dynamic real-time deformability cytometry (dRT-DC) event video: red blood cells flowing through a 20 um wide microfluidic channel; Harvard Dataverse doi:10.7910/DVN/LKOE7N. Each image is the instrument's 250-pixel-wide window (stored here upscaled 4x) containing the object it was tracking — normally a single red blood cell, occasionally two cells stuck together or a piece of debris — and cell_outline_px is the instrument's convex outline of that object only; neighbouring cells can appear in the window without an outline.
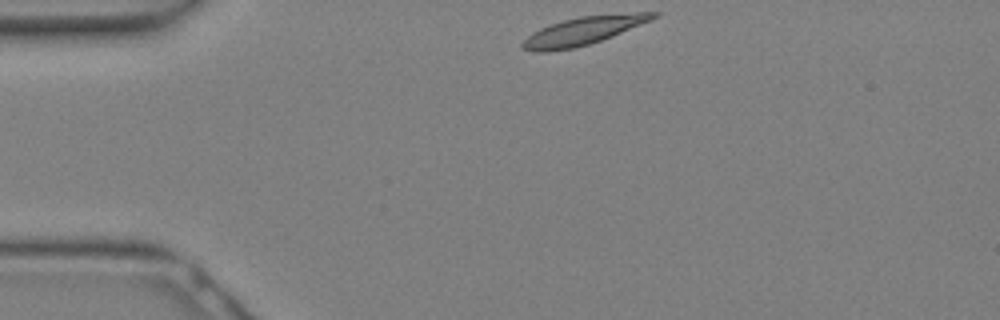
{"species": "Egyptian fruit bat (a non-hibernating species)", "species_latin": "Rousettus aegyptiacus", "temperature_condition": "warm", "stored_images_in_passage": 17, "camera_frame_rate_fps": 3000, "um_per_image_px": 0.085, "animal": {"sex": "female"}, "frame": {"image": 1, "passage_image": 1, "time_ms": 0.0, "image_size_px": [1000, 320], "cell_outline_px": [[660, 16], [652, 20], [612, 36], [588, 44], [572, 48], [548, 52], [532, 52], [524, 48], [520, 44], [532, 32], [540, 28], [564, 20], [580, 16], [636, 12], [660, 12]], "centroid_in_image_um": [49.61, 2.61], "position_along_channel_um": 35.4, "area_um2": 21.27}}
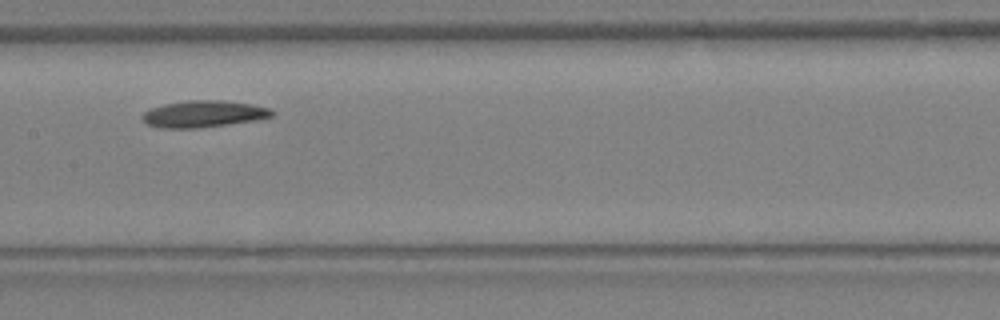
{"frame": {"image": 2, "passage_image": 10, "time_ms": 3.0, "image_size_px": [1000, 320], "cell_outline_px": [[276, 112], [272, 116], [252, 120], [196, 128], [160, 128], [148, 124], [140, 116], [144, 112], [152, 108], [164, 104], [184, 100], [224, 100], [252, 104], [268, 108]], "centroid_in_image_um": [17.27, 9.67], "position_along_channel_um": 190.1, "area_um2": 19.94}}
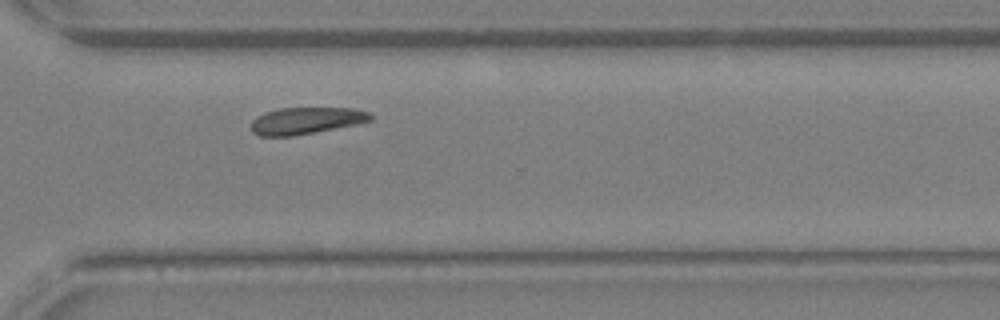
{"frame": {"image": 3, "passage_image": 17, "time_ms": 5.333, "image_size_px": [1000, 320], "cell_outline_px": [[372, 120], [356, 124], [292, 136], [260, 136], [252, 132], [252, 120], [256, 116], [264, 112], [280, 108], [352, 108], [372, 112]], "centroid_in_image_um": [26.01, 10.24], "position_along_channel_um": 344.6, "area_um2": 18.61}}